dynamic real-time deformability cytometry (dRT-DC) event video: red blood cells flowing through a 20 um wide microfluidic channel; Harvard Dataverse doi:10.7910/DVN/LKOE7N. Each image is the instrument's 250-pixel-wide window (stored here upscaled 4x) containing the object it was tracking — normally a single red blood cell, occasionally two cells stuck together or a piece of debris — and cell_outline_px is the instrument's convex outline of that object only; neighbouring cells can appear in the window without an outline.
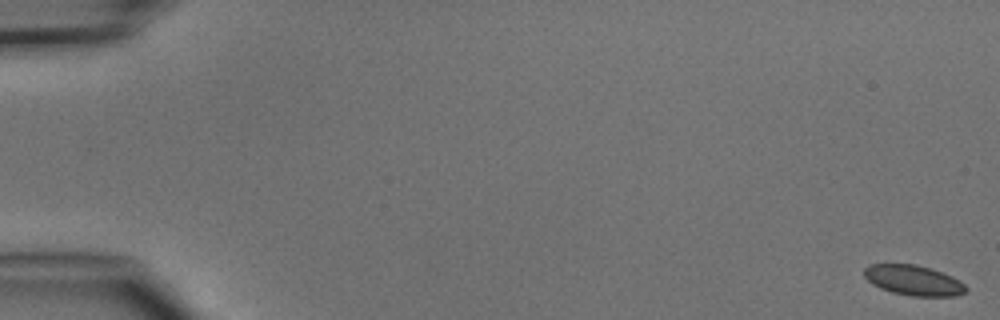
{"species": "common noctule bat (a hibernating species)", "species_latin": "Nyctalus noctula", "temperature_condition": "cold", "stored_images_in_passage": 5, "camera_frame_rate_fps": 3000, "um_per_image_px": 0.085, "animal": {"sex": "male", "body_mass_g": 15.6}, "frame": {"image": 1, "passage_image": 1, "time_ms": 0.0, "image_size_px": [1000, 320], "cell_outline_px": [[968, 288], [964, 292], [956, 296], [912, 296], [892, 292], [880, 288], [872, 284], [864, 276], [864, 268], [868, 264], [916, 264], [932, 268], [952, 276], [960, 280]], "centroid_in_image_um": [77.65, 23.82], "position_along_channel_um": 7.4, "area_um2": 18.03}}